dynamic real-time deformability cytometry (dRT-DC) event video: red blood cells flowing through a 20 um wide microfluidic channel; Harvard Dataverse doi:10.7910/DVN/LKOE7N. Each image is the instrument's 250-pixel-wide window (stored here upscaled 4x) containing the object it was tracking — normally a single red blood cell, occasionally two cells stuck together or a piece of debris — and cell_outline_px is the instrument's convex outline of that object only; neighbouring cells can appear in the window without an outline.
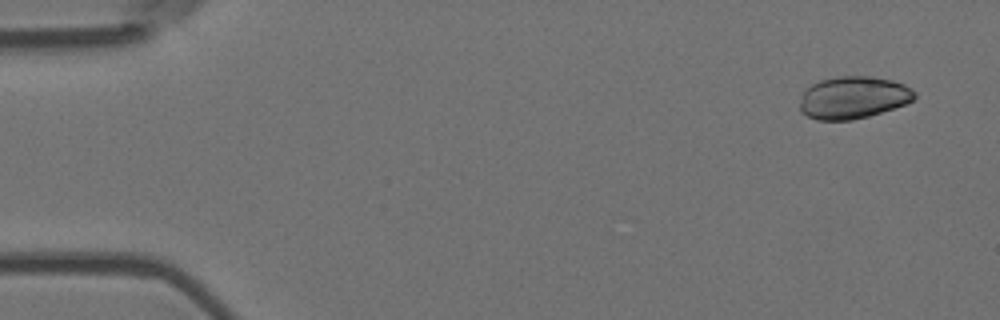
{"species": "Egyptian fruit bat (a non-hibernating species)", "species_latin": "Rousettus aegyptiacus", "temperature_condition": "room temperature", "stored_images_in_passage": 4, "camera_frame_rate_fps": 3000, "um_per_image_px": 0.085, "animal": {"sex": "female"}, "frame": {"image": 1, "passage_image": 1, "time_ms": 0.0, "image_size_px": [1000, 320], "cell_outline_px": [[916, 96], [912, 100], [904, 104], [868, 116], [852, 120], [816, 120], [808, 116], [800, 108], [800, 104], [804, 88], [820, 80], [836, 76], [872, 76], [892, 80], [904, 84], [916, 92]], "centroid_in_image_um": [72.51, 8.27], "position_along_channel_um": 12.5, "area_um2": 28.21}}